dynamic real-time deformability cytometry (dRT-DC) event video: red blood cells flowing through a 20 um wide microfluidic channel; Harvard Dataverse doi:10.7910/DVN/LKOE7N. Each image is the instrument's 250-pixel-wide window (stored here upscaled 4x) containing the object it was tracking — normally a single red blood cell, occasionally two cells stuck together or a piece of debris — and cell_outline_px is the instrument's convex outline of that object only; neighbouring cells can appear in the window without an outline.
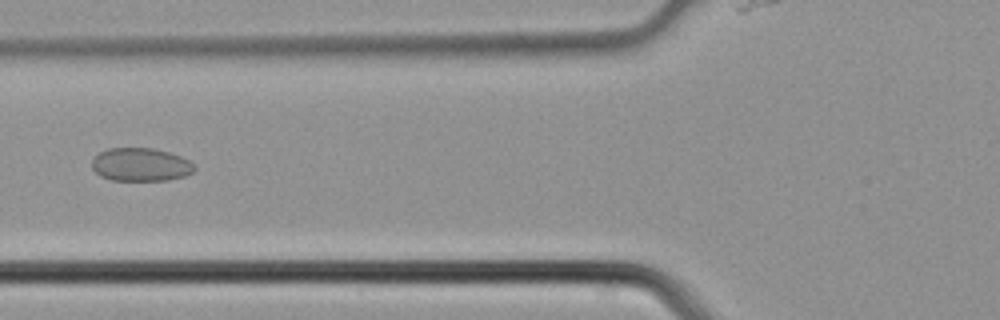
{"species": "common noctule bat (a hibernating species)", "species_latin": "Nyctalus noctula", "temperature_condition": "cold", "stored_images_in_passage": 3, "camera_frame_rate_fps": 3000, "um_per_image_px": 0.085, "animal": {"sex": "male", "body_mass_g": 21.5, "forearm_length_mm": 52.0}, "frame": {"image": 1, "passage_image": 2, "time_ms": 0.333, "image_size_px": [1000, 320], "cell_outline_px": [[196, 168], [192, 172], [184, 176], [168, 180], [112, 180], [100, 176], [92, 168], [92, 160], [100, 152], [108, 148], [152, 148], [168, 152], [180, 156], [196, 164]], "centroid_in_image_um": [11.97, 13.99], "position_along_channel_um": 113.8, "area_um2": 19.83}}